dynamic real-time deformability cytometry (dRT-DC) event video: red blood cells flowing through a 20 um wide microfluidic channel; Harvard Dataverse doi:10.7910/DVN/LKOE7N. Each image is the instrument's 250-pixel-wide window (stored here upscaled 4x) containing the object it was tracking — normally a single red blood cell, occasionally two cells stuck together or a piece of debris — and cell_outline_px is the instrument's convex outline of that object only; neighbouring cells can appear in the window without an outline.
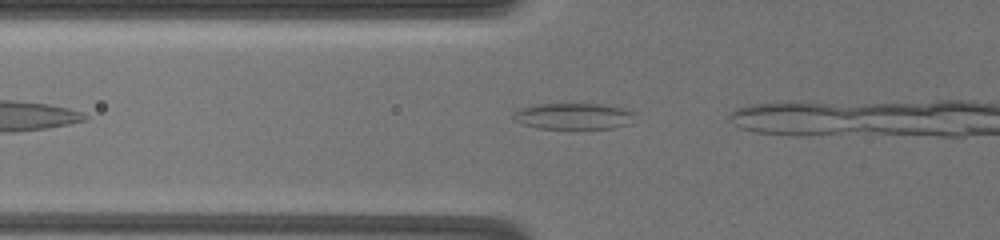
{"species": "common noctule bat (a hibernating species)", "species_latin": "Nyctalus noctula", "temperature_condition": "warm", "stored_images_in_passage": 7, "camera_frame_rate_fps": 3000, "um_per_image_px": 0.085, "animal": {"sex": "female", "body_mass_g": 19.5, "forearm_length_mm": 54.1}, "frame": {"image": 1, "passage_image": 4, "time_ms": 2.0, "image_size_px": [1000, 240], "cell_outline_px": [[632, 124], [612, 128], [572, 132], [540, 128], [520, 124], [512, 120], [512, 112], [516, 108], [536, 104], [604, 104], [620, 108], [632, 112]], "centroid_in_image_um": [48.65, 9.93], "position_along_channel_um": 77.2, "area_um2": 19.71}}
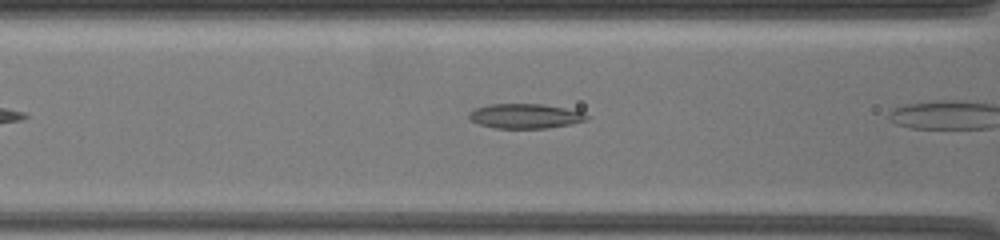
{"frame": {"image": 2, "passage_image": 6, "time_ms": 3.333, "image_size_px": [1000, 240], "cell_outline_px": [[588, 120], [572, 124], [548, 128], [496, 128], [480, 124], [472, 120], [468, 116], [468, 112], [476, 108], [488, 104], [544, 104], [584, 112], [588, 116]], "centroid_in_image_um": [44.67, 9.86], "position_along_channel_um": 121.9, "area_um2": 16.94}}